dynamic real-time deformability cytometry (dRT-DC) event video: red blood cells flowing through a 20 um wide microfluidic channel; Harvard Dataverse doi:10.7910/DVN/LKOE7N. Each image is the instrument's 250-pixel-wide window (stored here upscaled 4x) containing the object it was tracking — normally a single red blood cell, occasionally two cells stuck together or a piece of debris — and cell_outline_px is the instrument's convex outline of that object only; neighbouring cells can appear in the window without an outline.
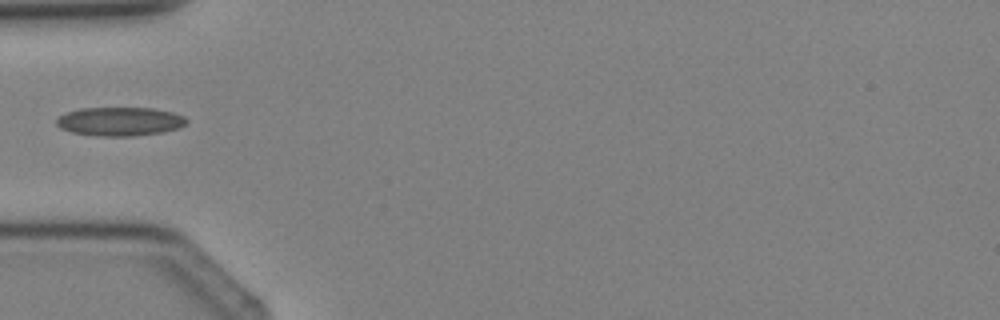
{"species": "Egyptian fruit bat (a non-hibernating species)", "species_latin": "Rousettus aegyptiacus", "temperature_condition": "cold", "stored_images_in_passage": 1, "camera_frame_rate_fps": 3000, "um_per_image_px": 0.085, "animal": {"sex": "female"}, "frame": {"image": 1, "passage_image": 1, "time_ms": 0.0, "image_size_px": [1000, 320], "cell_outline_px": [[188, 120], [180, 128], [160, 132], [136, 136], [100, 136], [72, 132], [60, 128], [56, 124], [56, 120], [60, 116], [68, 112], [80, 108], [152, 108], [172, 112], [184, 116]], "centroid_in_image_um": [10.19, 10.32], "position_along_channel_um": 74.8, "area_um2": 21.68}}